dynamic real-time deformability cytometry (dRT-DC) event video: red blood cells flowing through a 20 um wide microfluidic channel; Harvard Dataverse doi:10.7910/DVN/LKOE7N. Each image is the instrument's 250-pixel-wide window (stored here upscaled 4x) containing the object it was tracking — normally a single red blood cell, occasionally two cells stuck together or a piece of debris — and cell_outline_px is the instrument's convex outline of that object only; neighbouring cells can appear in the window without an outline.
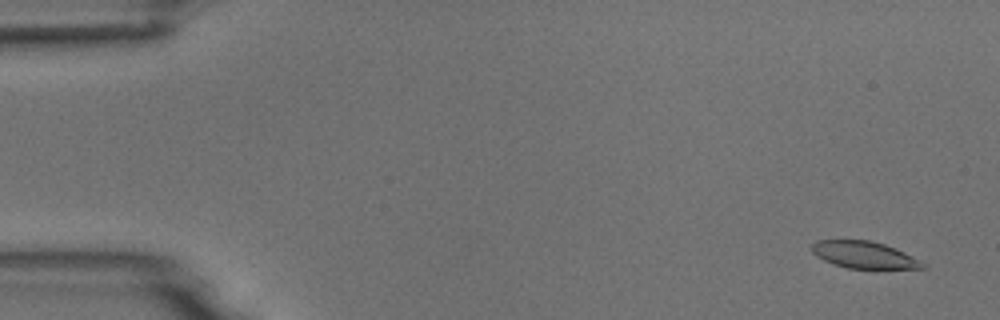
{"species": "common noctule bat (a hibernating species)", "species_latin": "Nyctalus noctula", "temperature_condition": "room temperature", "stored_images_in_passage": 6, "camera_frame_rate_fps": 3000, "um_per_image_px": 0.085, "animal": {"sex": "male", "body_mass_g": 18.8}, "frame": {"image": 1, "passage_image": 1, "time_ms": 0.0, "image_size_px": [1000, 320], "cell_outline_px": [[928, 268], [848, 268], [832, 264], [816, 256], [812, 252], [812, 244], [816, 240], [872, 240], [896, 248], [920, 260]], "centroid_in_image_um": [73.43, 21.65], "position_along_channel_um": 11.6, "area_um2": 17.34}}
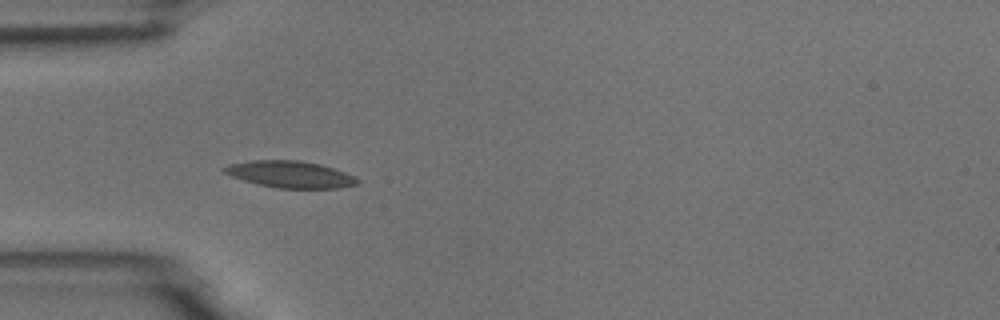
{"frame": {"image": 2, "passage_image": 5, "time_ms": 4.667, "image_size_px": [1000, 320], "cell_outline_px": [[360, 184], [336, 188], [276, 188], [244, 180], [232, 176], [224, 172], [220, 168], [228, 164], [252, 160], [300, 160], [320, 164], [344, 172], [360, 180]], "centroid_in_image_um": [24.65, 14.81], "position_along_channel_um": 60.3, "area_um2": 20.63}}